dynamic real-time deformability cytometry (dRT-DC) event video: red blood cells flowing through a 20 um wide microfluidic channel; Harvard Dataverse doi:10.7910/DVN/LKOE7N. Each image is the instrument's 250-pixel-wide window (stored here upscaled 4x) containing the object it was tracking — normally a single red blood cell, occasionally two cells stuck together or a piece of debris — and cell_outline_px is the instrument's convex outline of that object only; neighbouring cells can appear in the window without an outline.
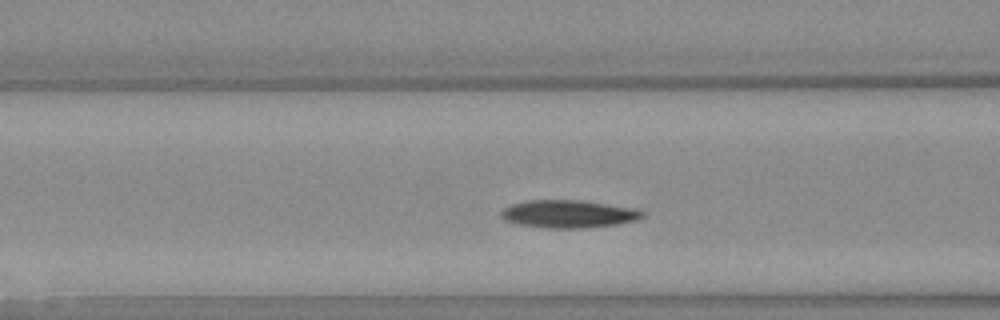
{"species": "Egyptian fruit bat (a non-hibernating species)", "species_latin": "Rousettus aegyptiacus", "temperature_condition": "warm", "stored_images_in_passage": 37, "camera_frame_rate_fps": 3000, "um_per_image_px": 0.085, "animal": {"sex": "female"}, "frame": {"image": 1, "passage_image": 11, "time_ms": 3.333, "image_size_px": [1000, 320], "cell_outline_px": [[648, 212], [644, 216], [636, 220], [616, 224], [584, 228], [544, 228], [520, 224], [504, 220], [500, 216], [500, 212], [504, 208], [512, 204], [528, 200], [580, 200], [640, 208]], "centroid_in_image_um": [48.38, 18.18], "position_along_channel_um": 118.2, "area_um2": 23.12}}
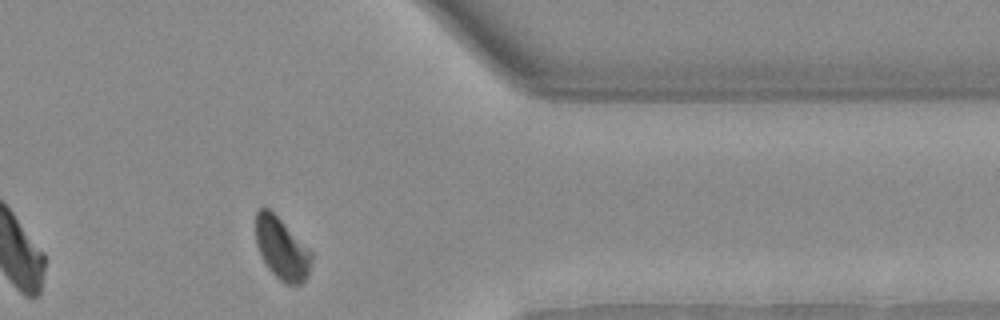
{"frame": {"image": 2, "passage_image": 32, "time_ms": 10.333, "image_size_px": [1000, 320], "cell_outline_px": [[312, 256], [308, 276], [300, 284], [284, 284], [268, 268], [256, 244], [256, 212], [260, 208], [268, 208], [312, 252]], "centroid_in_image_um": [23.94, 21.15], "position_along_channel_um": 387.5, "area_um2": 19.59}, "authors_computed_cell_mechanics": {"area_um2": 22.6576, "velocity_mm_per_s": 4.0399, "shape_relaxation_time_tau1_ms": 3.8464, "shape_relaxation_time_tau2_ms": 2.0717, "deformation_change_tau1": 0.1519, "deformation_change_tau2": 0.0634}}